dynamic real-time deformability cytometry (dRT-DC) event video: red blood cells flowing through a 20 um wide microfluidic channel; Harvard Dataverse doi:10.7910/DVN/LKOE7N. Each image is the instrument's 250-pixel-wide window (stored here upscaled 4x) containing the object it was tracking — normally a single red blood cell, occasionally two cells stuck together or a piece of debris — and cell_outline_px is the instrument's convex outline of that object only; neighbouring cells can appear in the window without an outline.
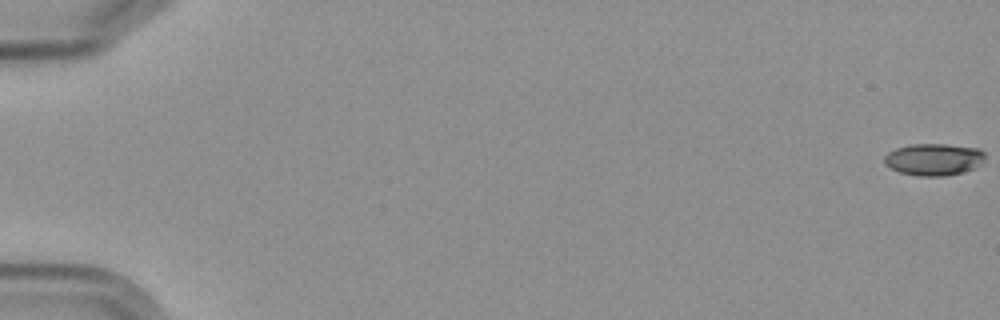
{"species": "Egyptian fruit bat (a non-hibernating species)", "species_latin": "Rousettus aegyptiacus", "temperature_condition": "cold", "stored_images_in_passage": 7, "camera_frame_rate_fps": 3000, "um_per_image_px": 0.085, "frame": {"image": 1, "passage_image": 1, "time_ms": 0.0, "image_size_px": [1000, 320], "cell_outline_px": [[984, 160], [972, 168], [964, 172], [944, 176], [920, 176], [900, 172], [884, 164], [884, 156], [888, 152], [896, 148], [912, 144], [944, 144], [980, 148], [984, 152]], "centroid_in_image_um": [79.36, 13.54], "position_along_channel_um": 5.6, "area_um2": 18.67}}
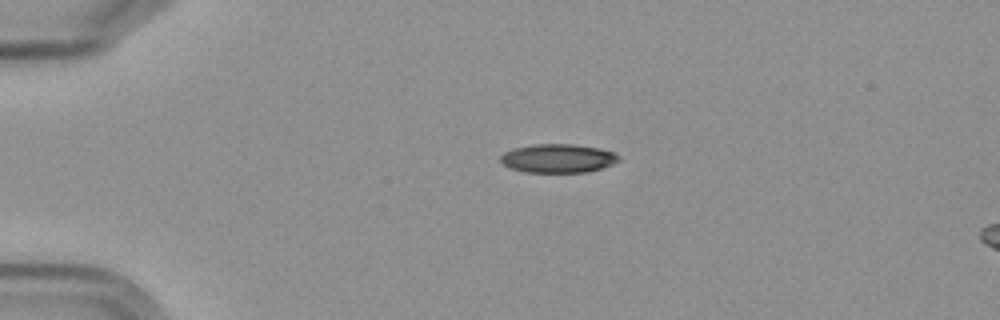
{"frame": {"image": 2, "passage_image": 5, "time_ms": 4.667, "image_size_px": [1000, 320], "cell_outline_px": [[620, 160], [612, 164], [588, 172], [524, 172], [512, 168], [504, 164], [500, 160], [500, 156], [504, 152], [512, 148], [532, 144], [576, 144], [600, 148], [616, 152], [620, 156]], "centroid_in_image_um": [47.45, 13.44], "position_along_channel_um": 37.6, "area_um2": 19.94}}